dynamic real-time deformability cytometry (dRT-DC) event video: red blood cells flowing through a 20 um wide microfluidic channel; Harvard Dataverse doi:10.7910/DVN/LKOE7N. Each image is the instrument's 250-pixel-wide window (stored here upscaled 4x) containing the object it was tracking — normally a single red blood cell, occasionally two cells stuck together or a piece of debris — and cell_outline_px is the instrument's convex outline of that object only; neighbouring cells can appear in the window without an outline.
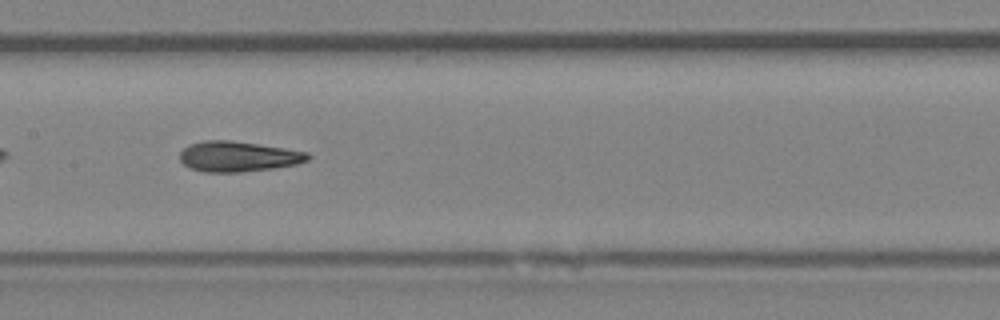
{"species": "Egyptian fruit bat (a non-hibernating species)", "species_latin": "Rousettus aegyptiacus", "temperature_condition": "room temperature", "stored_images_in_passage": 37, "camera_frame_rate_fps": 3000, "um_per_image_px": 0.085, "animal": {"sex": "female"}, "frame": {"image": 1, "passage_image": 11, "time_ms": 3.333, "image_size_px": [1000, 320], "cell_outline_px": [[312, 156], [308, 160], [296, 164], [272, 168], [240, 172], [204, 172], [188, 168], [180, 160], [180, 152], [184, 148], [192, 144], [204, 140], [232, 140], [284, 148], [308, 152]], "centroid_in_image_um": [20.24, 13.3], "position_along_channel_um": 187.2, "area_um2": 22.6}}
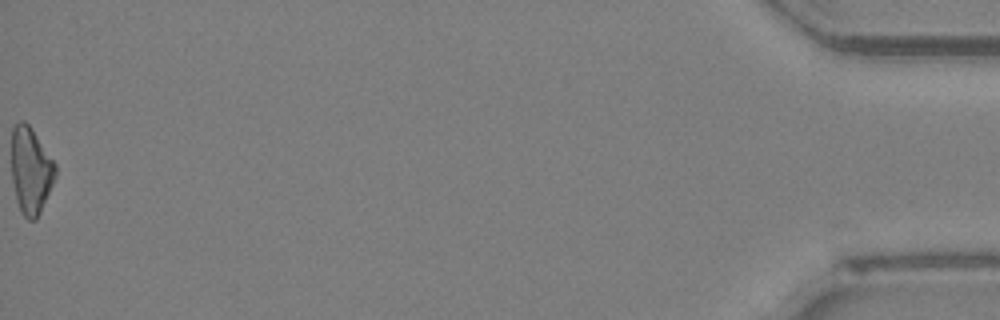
{"frame": {"image": 2, "passage_image": 37, "time_ms": 12.0, "image_size_px": [1000, 320], "cell_outline_px": [[56, 176], [40, 212], [36, 220], [28, 220], [24, 216], [16, 200], [12, 180], [12, 128], [20, 120], [24, 120], [32, 128], [56, 164]], "centroid_in_image_um": [2.61, 14.47], "position_along_channel_um": 432.6, "area_um2": 22.08}, "authors_computed_cell_mechanics": {"area_um2": 22.3108, "velocity_mm_per_s": 4.0489, "shape_relaxation_time_tau1_ms": 8.8883, "shape_relaxation_time_tau2_ms": 2.4997, "deformation_change_tau1": 0.2375, "deformation_change_tau2": 0.0976}}